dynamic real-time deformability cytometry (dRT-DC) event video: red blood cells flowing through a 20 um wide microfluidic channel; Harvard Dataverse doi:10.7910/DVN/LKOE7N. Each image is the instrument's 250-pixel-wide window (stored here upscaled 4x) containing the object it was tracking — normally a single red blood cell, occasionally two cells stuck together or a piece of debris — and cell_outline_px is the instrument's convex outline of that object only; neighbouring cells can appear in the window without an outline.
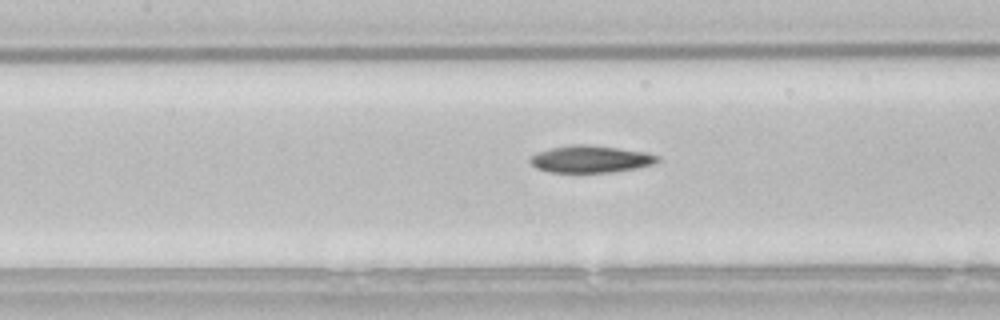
{"species": "common noctule bat (a hibernating species)", "species_latin": "Nyctalus noctula", "temperature_condition": "room temperature", "stored_images_in_passage": 35, "camera_frame_rate_fps": 3000, "um_per_image_px": 0.085, "animal": {"sex": "male", "body_mass_g": 21.5, "forearm_length_mm": 52.0}, "frame": {"image": 1, "passage_image": 16, "time_ms": 5.0, "image_size_px": [1000, 320], "cell_outline_px": [[660, 160], [652, 164], [636, 168], [612, 172], [548, 172], [536, 168], [528, 160], [532, 156], [540, 152], [552, 148], [572, 144], [588, 144], [648, 152], [660, 156]], "centroid_in_image_um": [50.23, 13.52], "position_along_channel_um": 157.2, "area_um2": 20.06}}
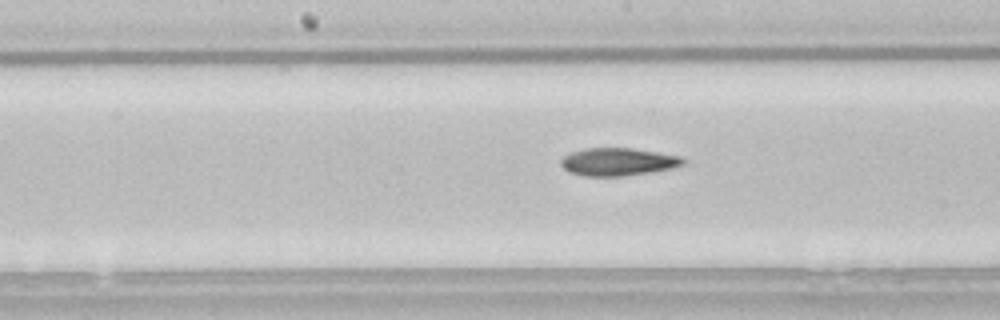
{"frame": {"image": 2, "passage_image": 19, "time_ms": 6.0, "image_size_px": [1000, 320], "cell_outline_px": [[684, 164], [672, 168], [648, 172], [620, 176], [584, 176], [568, 172], [560, 164], [560, 160], [564, 156], [572, 152], [584, 148], [632, 148], [680, 156], [684, 160]], "centroid_in_image_um": [52.48, 13.75], "position_along_channel_um": 195.7, "area_um2": 19.59}}